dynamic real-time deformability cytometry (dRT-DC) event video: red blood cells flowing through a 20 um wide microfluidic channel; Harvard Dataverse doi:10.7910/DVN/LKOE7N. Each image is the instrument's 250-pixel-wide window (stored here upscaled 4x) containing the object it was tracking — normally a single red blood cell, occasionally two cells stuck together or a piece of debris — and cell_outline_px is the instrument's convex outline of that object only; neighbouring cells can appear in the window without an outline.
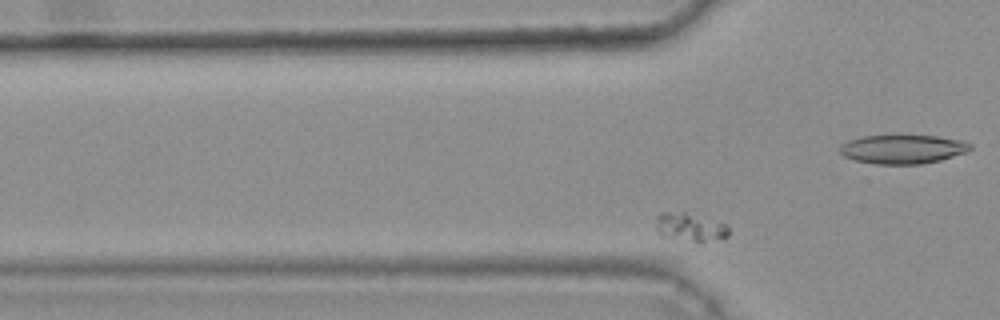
{"species": "common noctule bat (a hibernating species)", "species_latin": "Nyctalus noctula", "temperature_condition": "warm", "stored_images_in_passage": 40, "camera_frame_rate_fps": 3000, "um_per_image_px": 0.085, "animal": {"sex": "female", "body_mass_g": 25.1}, "frame": {"image": 1, "passage_image": 6, "time_ms": 1.667, "image_size_px": [1000, 320], "cell_outline_px": [[728, 236], [704, 240], [692, 240], [660, 236], [656, 220], [656, 216], [660, 212], [684, 212], [728, 224]], "centroid_in_image_um": [58.62, 19.26], "position_along_channel_um": 67.2, "area_um2": 11.44}}
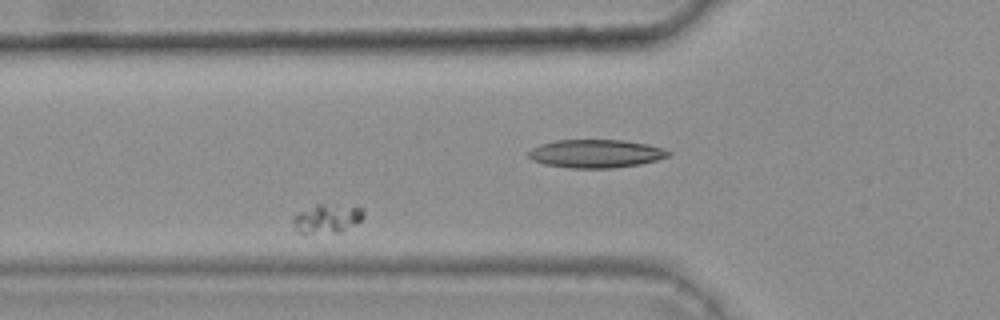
{"frame": {"image": 2, "passage_image": 9, "time_ms": 2.667, "image_size_px": [1000, 320], "cell_outline_px": [[364, 216], [360, 220], [340, 232], [308, 236], [300, 236], [296, 232], [292, 220], [292, 216], [316, 204], [324, 204], [364, 208]], "centroid_in_image_um": [27.7, 18.64], "position_along_channel_um": 98.1, "area_um2": 12.25}}
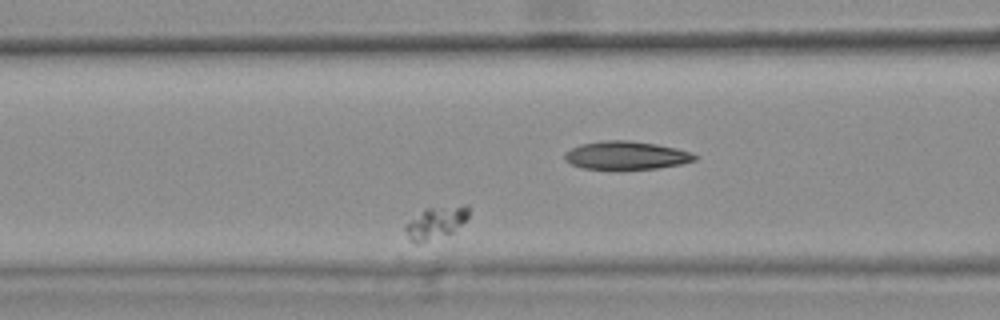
{"frame": {"image": 3, "passage_image": 12, "time_ms": 3.667, "image_size_px": [1000, 320], "cell_outline_px": [[468, 216], [452, 232], [416, 244], [408, 240], [404, 228], [404, 224], [428, 208], [464, 204], [468, 204]], "centroid_in_image_um": [37.01, 18.92], "position_along_channel_um": 129.6, "area_um2": 11.62}}